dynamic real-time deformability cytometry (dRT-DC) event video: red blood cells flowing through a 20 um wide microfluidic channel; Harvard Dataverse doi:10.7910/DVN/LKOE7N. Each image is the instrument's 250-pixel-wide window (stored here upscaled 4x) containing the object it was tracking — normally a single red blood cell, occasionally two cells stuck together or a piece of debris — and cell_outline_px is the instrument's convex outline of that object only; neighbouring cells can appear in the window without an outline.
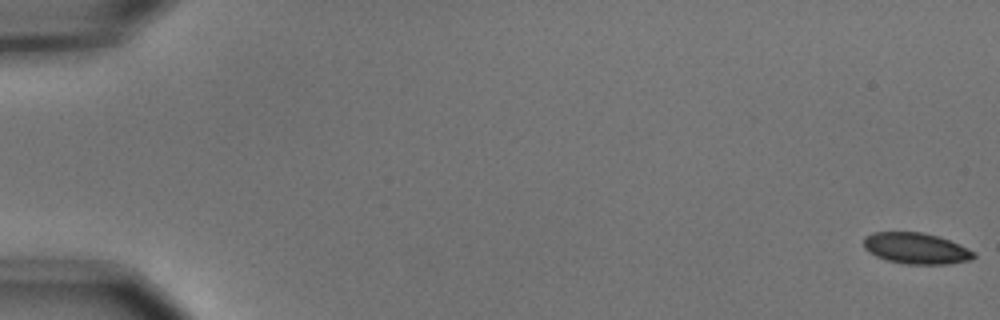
{"species": "common noctule bat (a hibernating species)", "species_latin": "Nyctalus noctula", "temperature_condition": "cold", "stored_images_in_passage": 6, "camera_frame_rate_fps": 3000, "um_per_image_px": 0.085, "animal": {"sex": "male", "body_mass_g": 15.6}, "frame": {"image": 1, "passage_image": 1, "time_ms": 0.0, "image_size_px": [1000, 320], "cell_outline_px": [[976, 256], [972, 260], [948, 264], [908, 264], [888, 260], [876, 256], [868, 252], [864, 248], [864, 236], [872, 232], [924, 232], [940, 236], [976, 252]], "centroid_in_image_um": [77.88, 21.1], "position_along_channel_um": 7.1, "area_um2": 20.11}}
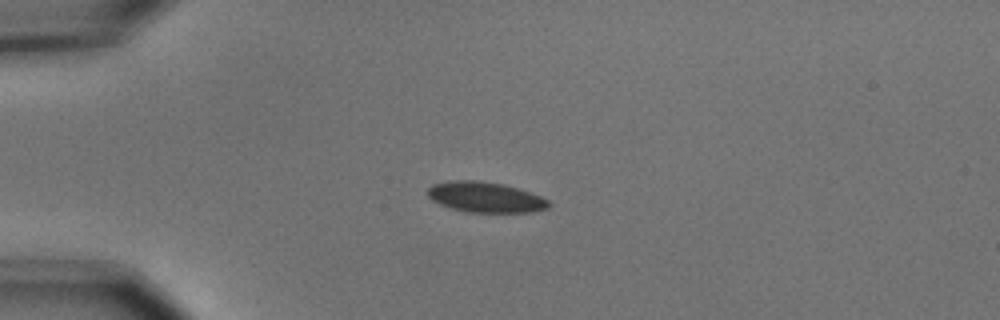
{"frame": {"image": 2, "passage_image": 5, "time_ms": 1.333, "image_size_px": [1000, 320], "cell_outline_px": [[548, 208], [532, 212], [464, 212], [440, 204], [432, 200], [428, 196], [428, 188], [432, 184], [452, 180], [476, 180], [504, 184], [540, 196], [548, 200]], "centroid_in_image_um": [41.22, 16.76], "position_along_channel_um": 43.8, "area_um2": 21.33}}